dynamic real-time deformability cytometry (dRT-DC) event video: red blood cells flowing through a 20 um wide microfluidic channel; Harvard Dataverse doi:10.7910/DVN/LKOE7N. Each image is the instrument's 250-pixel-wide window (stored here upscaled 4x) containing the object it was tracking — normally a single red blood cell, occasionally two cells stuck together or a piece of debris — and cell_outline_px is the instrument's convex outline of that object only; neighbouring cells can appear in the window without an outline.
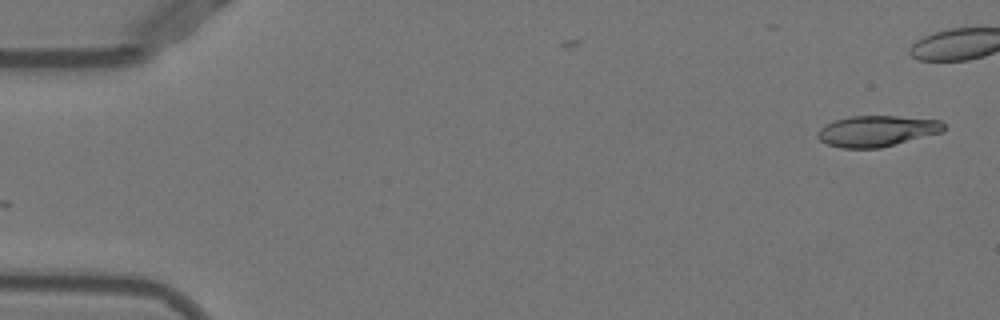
{"species": "Egyptian fruit bat (a non-hibernating species)", "species_latin": "Rousettus aegyptiacus", "temperature_condition": "warm", "stored_images_in_passage": 8, "camera_frame_rate_fps": 3000, "um_per_image_px": 0.085, "animal": {"sex": "female"}, "frame": {"image": 1, "passage_image": 1, "time_ms": 0.0, "image_size_px": [1000, 320], "cell_outline_px": [[944, 132], [880, 148], [844, 148], [828, 144], [820, 140], [816, 136], [816, 132], [820, 128], [836, 120], [852, 116], [896, 116], [940, 120], [944, 124]], "centroid_in_image_um": [74.55, 11.14], "position_along_channel_um": 10.4, "area_um2": 22.66}}